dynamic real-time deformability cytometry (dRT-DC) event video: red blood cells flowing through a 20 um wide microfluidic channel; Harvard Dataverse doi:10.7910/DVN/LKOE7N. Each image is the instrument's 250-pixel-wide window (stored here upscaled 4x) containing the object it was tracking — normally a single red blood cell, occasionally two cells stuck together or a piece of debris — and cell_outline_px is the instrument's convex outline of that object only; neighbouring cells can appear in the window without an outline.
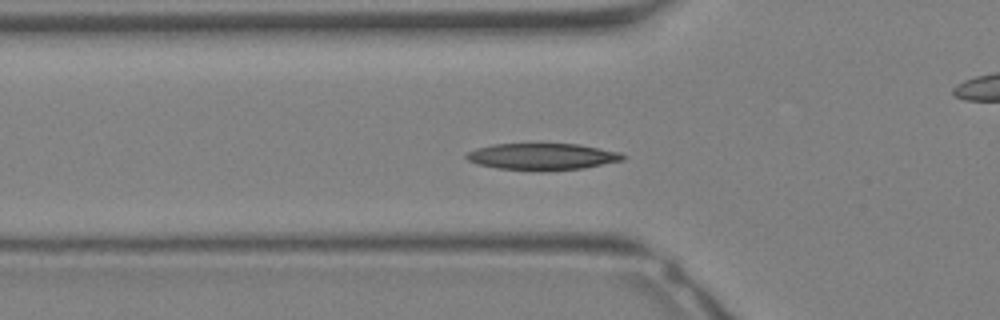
{"species": "Egyptian fruit bat (a non-hibernating species)", "species_latin": "Rousettus aegyptiacus", "temperature_condition": "warm", "stored_images_in_passage": 29, "camera_frame_rate_fps": 3000, "um_per_image_px": 0.085, "animal": {"sex": "female"}, "frame": {"image": 1, "passage_image": 7, "time_ms": 2.0, "image_size_px": [1000, 320], "cell_outline_px": [[628, 156], [624, 160], [584, 168], [496, 168], [476, 164], [468, 160], [464, 156], [468, 152], [476, 148], [492, 144], [580, 144], [620, 152]], "centroid_in_image_um": [46.11, 13.27], "position_along_channel_um": 79.7, "area_um2": 23.47}}
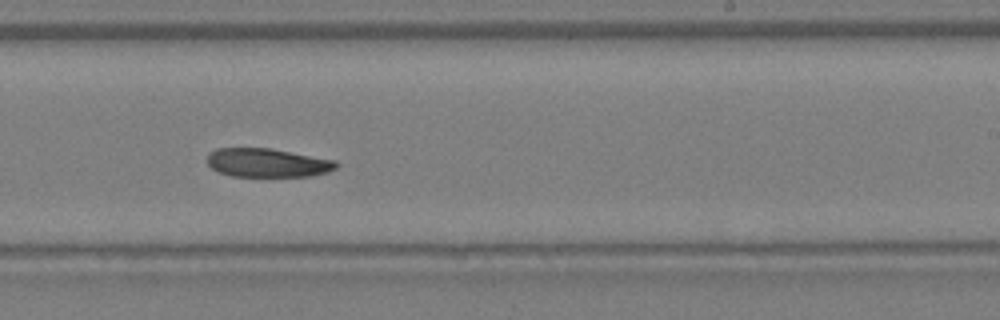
{"frame": {"image": 2, "passage_image": 16, "time_ms": 5.0, "image_size_px": [1000, 320], "cell_outline_px": [[340, 164], [336, 168], [328, 172], [308, 176], [232, 176], [216, 172], [208, 164], [208, 152], [216, 148], [272, 148], [336, 160]], "centroid_in_image_um": [22.73, 13.83], "position_along_channel_um": 266.3, "area_um2": 21.79}}
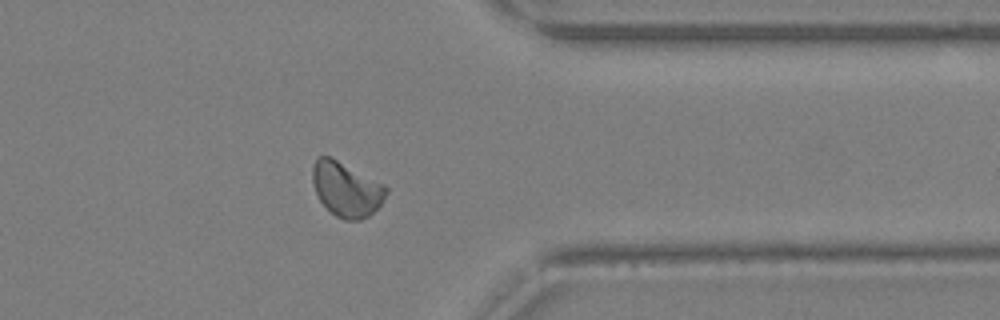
{"frame": {"image": 3, "passage_image": 22, "time_ms": 7.0, "image_size_px": [1000, 320], "cell_outline_px": [[388, 192], [380, 204], [368, 216], [360, 220], [344, 220], [336, 216], [320, 200], [316, 192], [312, 180], [312, 168], [316, 156], [332, 156], [384, 184], [388, 188]], "centroid_in_image_um": [29.43, 16.05], "position_along_channel_um": 382.0, "area_um2": 23.41}}